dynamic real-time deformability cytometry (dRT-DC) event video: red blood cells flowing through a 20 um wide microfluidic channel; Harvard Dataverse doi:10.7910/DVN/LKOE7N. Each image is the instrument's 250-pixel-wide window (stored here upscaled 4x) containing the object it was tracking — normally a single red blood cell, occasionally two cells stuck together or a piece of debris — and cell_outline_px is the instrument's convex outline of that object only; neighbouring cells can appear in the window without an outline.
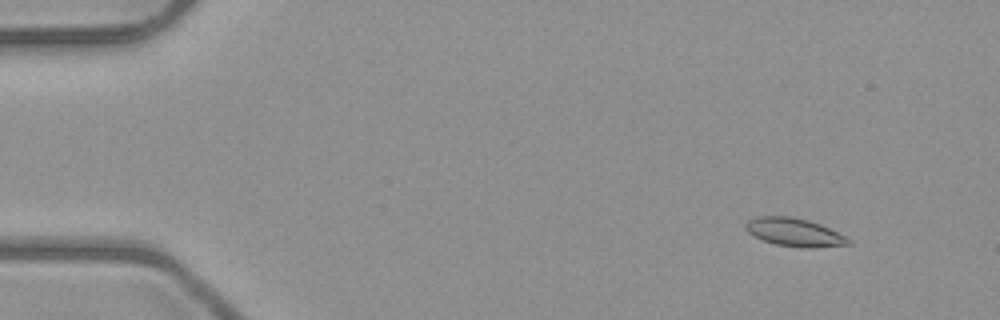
{"species": "common noctule bat (a hibernating species)", "species_latin": "Nyctalus noctula", "temperature_condition": "room temperature", "stored_images_in_passage": 4, "camera_frame_rate_fps": 3000, "um_per_image_px": 0.085, "animal": {"sex": "male", "body_mass_g": 23.1, "forearm_length_mm": 52.7}, "frame": {"image": 1, "passage_image": 1, "time_ms": 0.0, "image_size_px": [1000, 320], "cell_outline_px": [[852, 244], [808, 248], [776, 244], [764, 240], [748, 232], [744, 228], [744, 224], [748, 220], [756, 216], [788, 216], [808, 220], [820, 224], [852, 240]], "centroid_in_image_um": [67.5, 19.73], "position_along_channel_um": 17.5, "area_um2": 16.65}}
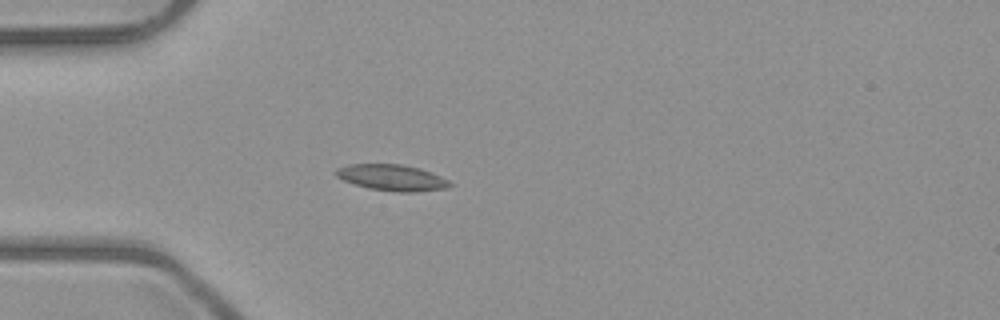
{"frame": {"image": 2, "passage_image": 4, "time_ms": 3.333, "image_size_px": [1000, 320], "cell_outline_px": [[452, 184], [444, 188], [412, 192], [396, 192], [368, 188], [344, 180], [336, 176], [332, 172], [336, 168], [348, 164], [400, 164], [420, 168], [440, 176], [448, 180]], "centroid_in_image_um": [33.26, 15.08], "position_along_channel_um": 51.7, "area_um2": 17.22}}